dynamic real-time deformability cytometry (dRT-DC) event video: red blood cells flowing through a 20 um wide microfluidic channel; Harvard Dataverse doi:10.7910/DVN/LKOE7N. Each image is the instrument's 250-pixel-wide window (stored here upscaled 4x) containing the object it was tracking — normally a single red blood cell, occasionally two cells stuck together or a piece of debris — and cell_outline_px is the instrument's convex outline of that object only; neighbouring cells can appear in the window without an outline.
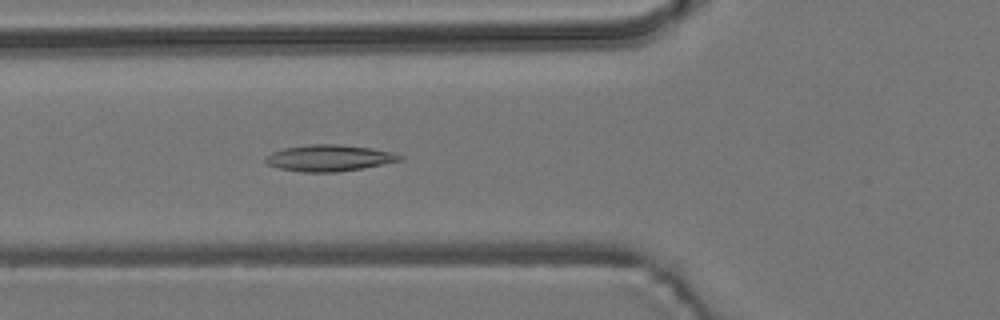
{"species": "common noctule bat (a hibernating species)", "species_latin": "Nyctalus noctula", "temperature_condition": "room temperature", "stored_images_in_passage": 48, "camera_frame_rate_fps": 3000, "um_per_image_px": 0.085, "animal": {"sex": "male", "body_mass_g": 19.2, "forearm_length_mm": 51.8}, "frame": {"image": 1, "passage_image": 14, "time_ms": 4.333, "image_size_px": [1000, 320], "cell_outline_px": [[404, 160], [340, 172], [300, 172], [276, 168], [268, 164], [264, 160], [264, 156], [272, 152], [284, 148], [308, 144], [340, 144], [372, 148], [392, 152], [404, 156]], "centroid_in_image_um": [27.96, 13.43], "position_along_channel_um": 97.8, "area_um2": 20.92}}
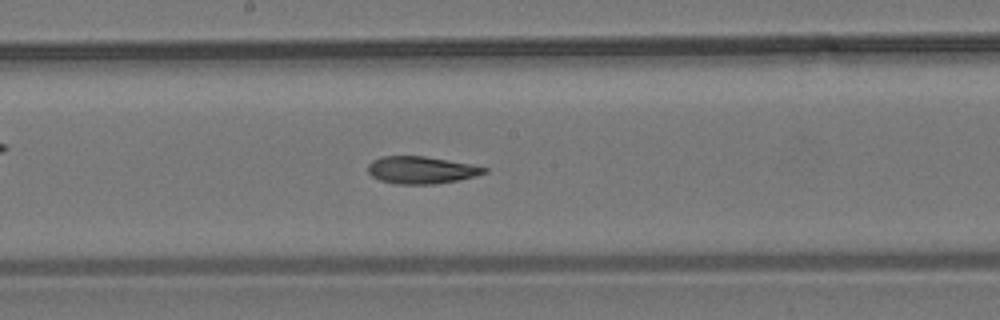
{"frame": {"image": 2, "passage_image": 23, "time_ms": 7.333, "image_size_px": [1000, 320], "cell_outline_px": [[488, 172], [476, 176], [460, 180], [436, 184], [396, 184], [380, 180], [372, 176], [368, 172], [368, 164], [372, 160], [380, 156], [424, 156], [472, 164], [488, 168]], "centroid_in_image_um": [35.82, 14.45], "position_along_channel_um": 212.4, "area_um2": 18.67}}
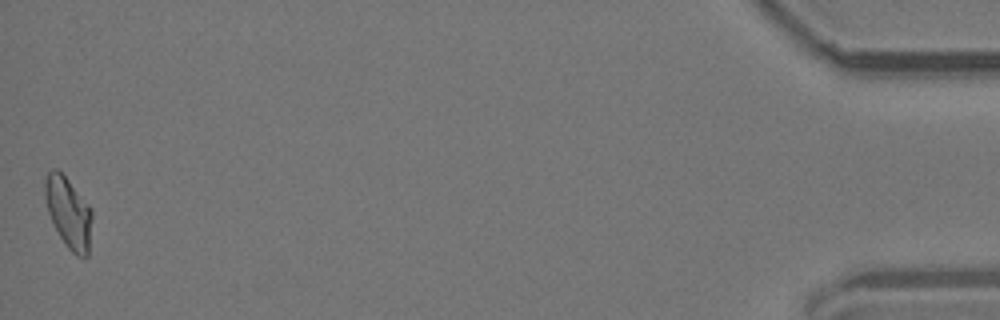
{"frame": {"image": 3, "passage_image": 48, "time_ms": 15.667, "image_size_px": [1000, 320], "cell_outline_px": [[92, 216], [88, 256], [84, 260], [76, 256], [68, 248], [60, 236], [48, 212], [44, 196], [44, 180], [48, 172], [52, 168], [56, 168], [68, 180], [92, 208]], "centroid_in_image_um": [5.83, 18.09], "position_along_channel_um": 429.4, "area_um2": 19.48}, "authors_computed_cell_mechanics": {"area_um2": 19.1607, "velocity_mm_per_s": 3.7962, "shape_relaxation_time_tau1_ms": null, "shape_relaxation_time_tau2_ms": 3.7999, "deformation_change_tau1": null, "deformation_change_tau2": 0.0946}}